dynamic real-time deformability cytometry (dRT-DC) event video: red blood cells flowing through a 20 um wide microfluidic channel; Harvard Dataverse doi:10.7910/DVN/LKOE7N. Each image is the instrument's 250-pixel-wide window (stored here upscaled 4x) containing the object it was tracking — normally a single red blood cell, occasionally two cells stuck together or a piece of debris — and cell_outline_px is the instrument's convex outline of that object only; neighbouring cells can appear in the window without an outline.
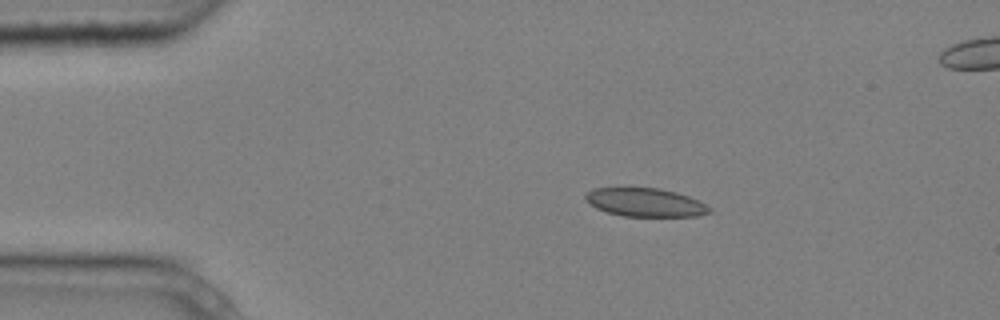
{"species": "common noctule bat (a hibernating species)", "species_latin": "Nyctalus noctula", "temperature_condition": "cold", "stored_images_in_passage": 3, "segment_of_instrument_passage": [1, 2], "camera_frame_rate_fps": 3000, "um_per_image_px": 0.085, "animal": {"sex": "male", "body_mass_g": 20.4}, "frame": {"image": 1, "passage_image": 1, "time_ms": 0.0, "image_size_px": [1000, 320], "cell_outline_px": [[712, 212], [696, 216], [624, 216], [608, 212], [596, 208], [584, 200], [584, 196], [592, 188], [660, 188], [676, 192], [688, 196], [712, 208]], "centroid_in_image_um": [54.83, 17.2], "position_along_channel_um": 30.2, "area_um2": 20.46}}